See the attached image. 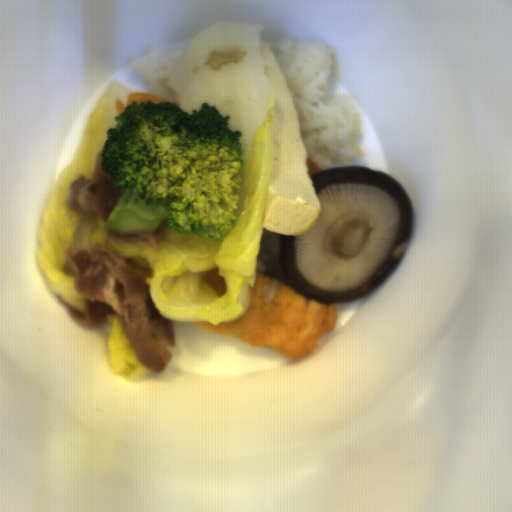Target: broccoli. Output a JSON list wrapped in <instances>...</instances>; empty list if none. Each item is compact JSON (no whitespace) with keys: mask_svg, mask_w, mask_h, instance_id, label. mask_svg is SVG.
Returning a JSON list of instances; mask_svg holds the SVG:
<instances>
[{"mask_svg":"<svg viewBox=\"0 0 512 512\" xmlns=\"http://www.w3.org/2000/svg\"><path fill=\"white\" fill-rule=\"evenodd\" d=\"M216 106L191 113L169 101L132 100L106 132L100 168L126 189L102 229L154 233L166 220L180 235L220 241L236 226L242 133Z\"/></svg>","mask_w":512,"mask_h":512,"instance_id":"1","label":"broccoli"}]
</instances>
